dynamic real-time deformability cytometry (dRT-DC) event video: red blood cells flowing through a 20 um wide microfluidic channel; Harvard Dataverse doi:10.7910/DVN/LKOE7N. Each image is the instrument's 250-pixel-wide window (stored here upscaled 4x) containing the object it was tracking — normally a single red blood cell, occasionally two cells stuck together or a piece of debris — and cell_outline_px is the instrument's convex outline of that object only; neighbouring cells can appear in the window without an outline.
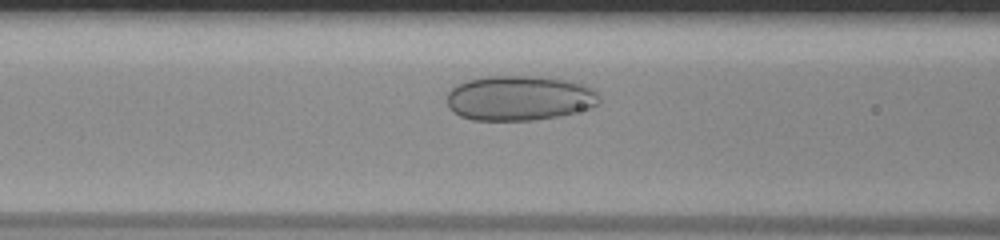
{"species": "human", "species_latin": "Homo sapiens", "temperature_condition": "room temperature", "stored_images_in_passage": 38, "camera_frame_rate_fps": 3000, "um_per_image_px": 0.085, "donor": {"sex": "male"}, "frame": {"image": 1, "passage_image": 7, "time_ms": 2.0, "image_size_px": [1000, 240], "cell_outline_px": [[600, 104], [592, 108], [556, 116], [532, 120], [472, 120], [460, 116], [452, 112], [448, 108], [448, 92], [456, 84], [468, 80], [484, 76], [540, 76], [568, 80], [584, 84], [592, 88], [600, 96]], "centroid_in_image_um": [44.16, 8.33], "position_along_channel_um": 122.4, "area_um2": 40.23}}
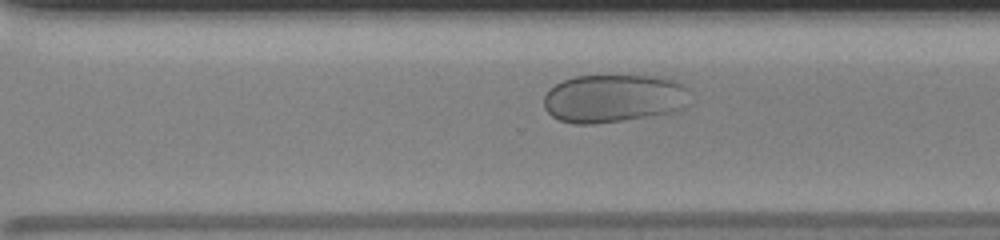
{"frame": {"image": 2, "passage_image": 23, "time_ms": 7.333, "image_size_px": [1000, 240], "cell_outline_px": [[692, 104], [684, 108], [672, 112], [620, 120], [592, 124], [572, 124], [560, 120], [552, 116], [544, 108], [544, 96], [556, 84], [564, 80], [576, 76], [664, 76], [680, 80], [692, 88]], "centroid_in_image_um": [52.31, 8.34], "position_along_channel_um": 318.3, "area_um2": 41.79}}
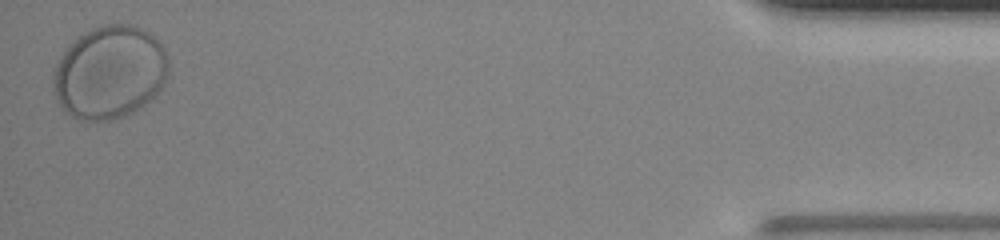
{"frame": {"image": 3, "passage_image": 38, "time_ms": 12.333, "image_size_px": [1000, 240], "cell_outline_px": [[168, 76], [164, 84], [140, 108], [124, 116], [112, 120], [76, 120], [64, 112], [60, 108], [56, 96], [52, 80], [52, 72], [60, 56], [68, 44], [72, 40], [84, 32], [92, 28], [104, 24], [132, 24], [152, 32], [164, 48], [168, 56]], "centroid_in_image_um": [9.3, 6.13], "position_along_channel_um": 425.9, "area_um2": 63.29}}